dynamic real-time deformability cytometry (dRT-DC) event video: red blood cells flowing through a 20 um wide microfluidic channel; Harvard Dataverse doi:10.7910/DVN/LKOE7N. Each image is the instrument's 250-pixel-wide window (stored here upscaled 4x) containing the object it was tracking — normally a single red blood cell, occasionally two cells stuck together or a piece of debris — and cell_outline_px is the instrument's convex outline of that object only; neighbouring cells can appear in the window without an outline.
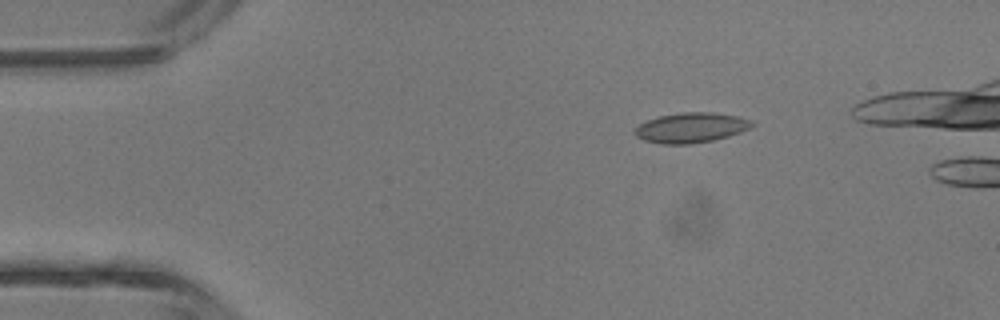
{"species": "common noctule bat (a hibernating species)", "species_latin": "Nyctalus noctula", "temperature_condition": "room temperature", "stored_images_in_passage": 4, "camera_frame_rate_fps": 3000, "um_per_image_px": 0.085, "animal": {"sex": "male", "body_mass_g": 13.3}, "frame": {"image": 1, "passage_image": 3, "time_ms": 2.333, "image_size_px": [1000, 320], "cell_outline_px": [[756, 124], [740, 132], [728, 136], [712, 140], [688, 144], [660, 144], [644, 140], [636, 136], [632, 132], [640, 124], [648, 120], [660, 116], [680, 112], [712, 112], [736, 116], [752, 120]], "centroid_in_image_um": [58.72, 10.85], "position_along_channel_um": 26.3, "area_um2": 20.4}}